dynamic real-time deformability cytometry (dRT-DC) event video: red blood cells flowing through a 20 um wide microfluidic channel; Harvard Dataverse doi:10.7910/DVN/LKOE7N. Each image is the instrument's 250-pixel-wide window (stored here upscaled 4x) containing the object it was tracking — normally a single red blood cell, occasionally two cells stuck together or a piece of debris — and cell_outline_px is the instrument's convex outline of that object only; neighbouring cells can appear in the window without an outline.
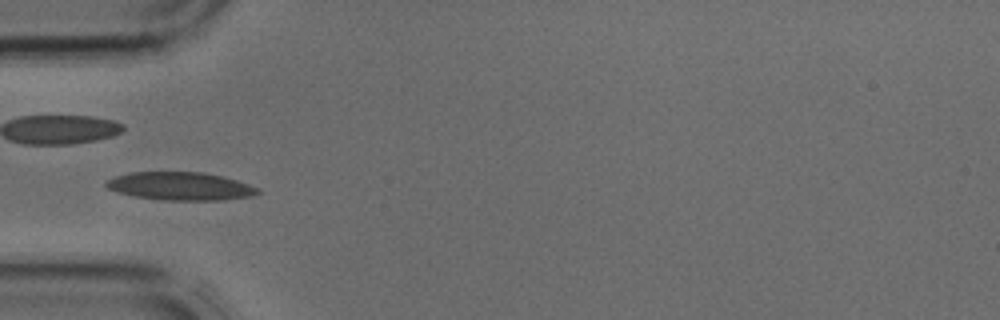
{"species": "common noctule bat (a hibernating species)", "species_latin": "Nyctalus noctula", "temperature_condition": "cold", "stored_images_in_passage": 11, "camera_frame_rate_fps": 3000, "um_per_image_px": 0.085, "animal": {"sex": "male", "body_mass_g": 17.9, "forearm_length_mm": 54.2}, "frame": {"image": 1, "passage_image": 4, "time_ms": 1.0, "image_size_px": [1000, 320], "cell_outline_px": [[260, 192], [252, 196], [224, 200], [160, 200], [136, 196], [120, 192], [108, 188], [104, 184], [108, 180], [116, 176], [132, 172], [200, 172], [220, 176], [236, 180], [260, 188]], "centroid_in_image_um": [15.37, 15.83], "position_along_channel_um": 69.6, "area_um2": 24.57}}